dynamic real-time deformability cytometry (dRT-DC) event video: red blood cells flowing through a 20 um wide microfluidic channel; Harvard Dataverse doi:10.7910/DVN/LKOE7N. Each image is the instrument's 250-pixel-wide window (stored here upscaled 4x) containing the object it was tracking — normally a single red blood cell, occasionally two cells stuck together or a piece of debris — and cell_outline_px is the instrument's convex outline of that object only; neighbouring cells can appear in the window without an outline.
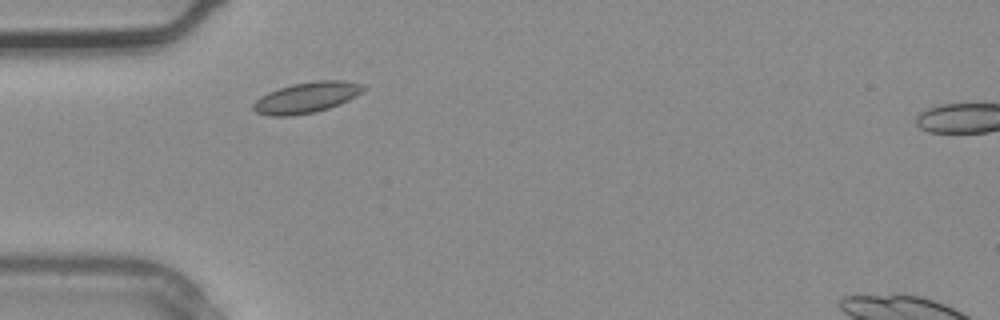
{"species": "common noctule bat (a hibernating species)", "species_latin": "Nyctalus noctula", "temperature_condition": "warm", "stored_images_in_passage": 2, "camera_frame_rate_fps": 3000, "um_per_image_px": 0.085, "animal": {"sex": "male", "body_mass_g": 20.4}, "frame": {"image": 1, "passage_image": 1, "time_ms": 0.0, "image_size_px": [1000, 320], "cell_outline_px": [[368, 88], [356, 96], [340, 104], [316, 112], [292, 116], [268, 116], [256, 112], [252, 108], [252, 104], [260, 96], [268, 92], [292, 84], [316, 80], [344, 80], [364, 84]], "centroid_in_image_um": [26.08, 8.29], "position_along_channel_um": 58.9, "area_um2": 20.0}}